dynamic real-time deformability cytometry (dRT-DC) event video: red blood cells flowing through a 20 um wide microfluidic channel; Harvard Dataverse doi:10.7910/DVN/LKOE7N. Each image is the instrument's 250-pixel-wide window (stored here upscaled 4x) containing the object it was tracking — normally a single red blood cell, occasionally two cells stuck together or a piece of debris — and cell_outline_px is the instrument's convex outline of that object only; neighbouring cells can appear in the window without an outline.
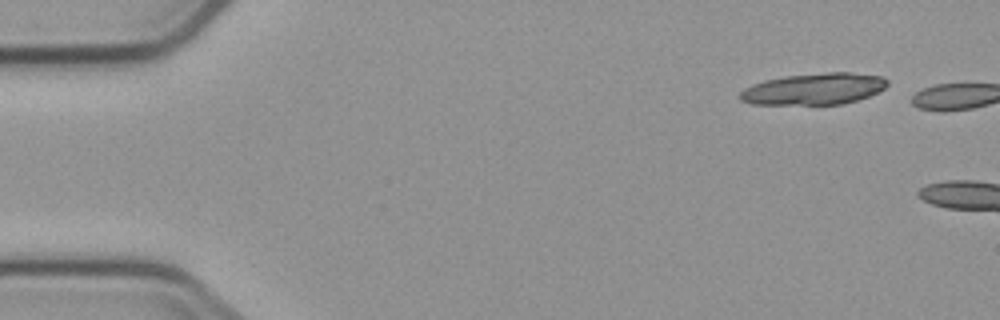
{"species": "common noctule bat (a hibernating species)", "species_latin": "Nyctalus noctula", "temperature_condition": "cold", "stored_images_in_passage": 2, "camera_frame_rate_fps": 3000, "um_per_image_px": 0.085, "animal": {"sex": "male", "body_mass_g": 23.1, "forearm_length_mm": 52.7}, "frame": {"image": 1, "passage_image": 1, "time_ms": 0.0, "image_size_px": [1000, 320], "cell_outline_px": [[888, 84], [884, 88], [868, 96], [844, 104], [752, 104], [740, 100], [740, 92], [744, 88], [752, 84], [764, 80], [784, 76], [828, 72], [848, 72], [880, 76], [888, 80]], "centroid_in_image_um": [69.16, 7.55], "position_along_channel_um": 15.8, "area_um2": 26.93}}